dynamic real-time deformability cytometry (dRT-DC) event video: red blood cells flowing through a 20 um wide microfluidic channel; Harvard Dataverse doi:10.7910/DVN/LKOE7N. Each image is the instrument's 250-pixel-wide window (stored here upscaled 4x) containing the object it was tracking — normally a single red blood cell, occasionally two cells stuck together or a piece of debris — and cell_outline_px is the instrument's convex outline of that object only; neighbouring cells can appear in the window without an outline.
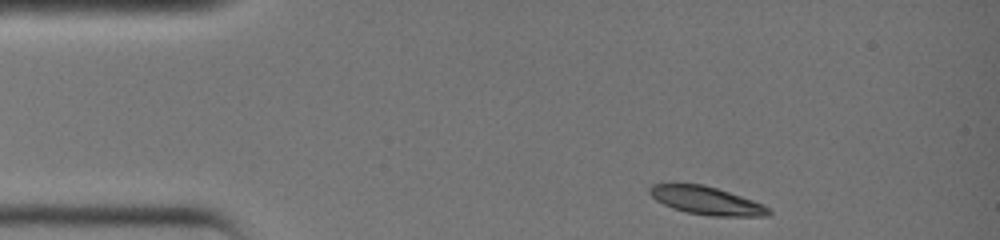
{"species": "common noctule bat (a hibernating species)", "species_latin": "Nyctalus noctula", "temperature_condition": "warm", "stored_images_in_passage": 30, "camera_frame_rate_fps": 3000, "um_per_image_px": 0.085, "animal": {"sex": "female", "body_mass_g": 19.0, "forearm_length_mm": 51.5}, "frame": {"image": 1, "passage_image": 1, "time_ms": 0.0, "image_size_px": [1000, 240], "cell_outline_px": [[772, 212], [768, 216], [708, 216], [688, 212], [672, 208], [656, 200], [648, 192], [648, 188], [652, 184], [704, 184], [764, 204]], "centroid_in_image_um": [60.04, 17.05], "position_along_channel_um": 25.0, "area_um2": 19.31}}
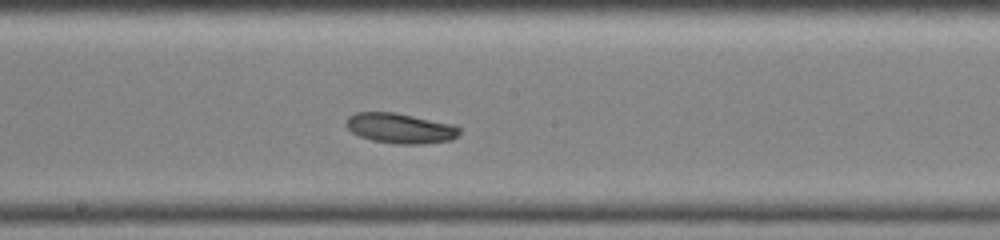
{"frame": {"image": 2, "passage_image": 16, "time_ms": 5.0, "image_size_px": [1000, 240], "cell_outline_px": [[460, 132], [452, 140], [424, 144], [396, 144], [372, 140], [360, 136], [352, 132], [344, 124], [348, 116], [356, 112], [396, 112], [456, 124], [460, 128]], "centroid_in_image_um": [34.04, 10.89], "position_along_channel_um": 214.2, "area_um2": 20.23}}
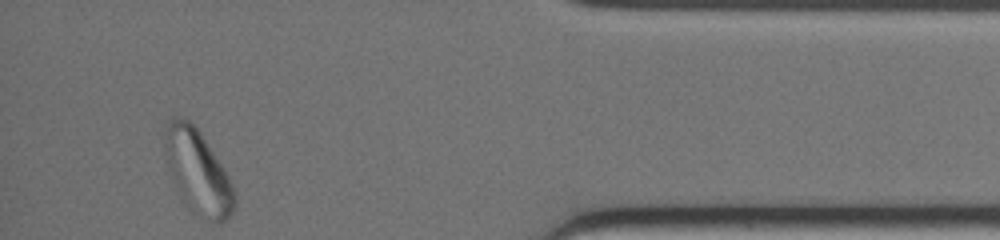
{"frame": {"image": 3, "passage_image": 30, "time_ms": 9.667, "image_size_px": [1000, 240], "cell_outline_px": [[236, 204], [228, 220], [220, 224], [212, 224], [188, 208], [176, 184], [168, 160], [164, 132], [168, 120], [172, 116], [184, 116], [200, 132], [228, 176], [236, 196]], "centroid_in_image_um": [16.86, 14.64], "position_along_channel_um": 418.3, "area_um2": 33.29}}